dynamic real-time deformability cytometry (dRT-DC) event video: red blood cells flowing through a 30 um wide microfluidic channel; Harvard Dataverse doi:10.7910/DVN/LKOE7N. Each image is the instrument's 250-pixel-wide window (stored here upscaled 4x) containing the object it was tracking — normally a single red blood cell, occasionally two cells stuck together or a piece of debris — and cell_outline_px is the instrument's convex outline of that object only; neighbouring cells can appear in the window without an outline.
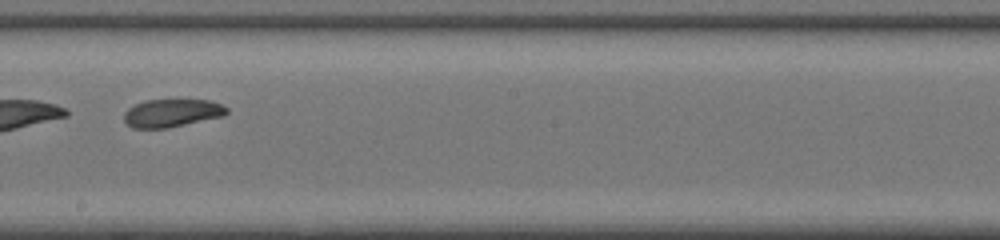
{"species": "common noctule bat (a hibernating species)", "species_latin": "Nyctalus noctula", "temperature_condition": "room temperature", "stored_images_in_passage": 42, "camera_frame_rate_fps": 3000, "um_per_image_px": 0.085, "animal": {"sex": "female", "body_mass_g": 20.0, "forearm_length_mm": 54.0}, "frame": {"image": 1, "passage_image": 24, "time_ms": 7.667, "image_size_px": [1000, 240], "cell_outline_px": [[228, 112], [224, 116], [168, 128], [132, 128], [124, 120], [124, 112], [128, 108], [144, 100], [212, 100], [228, 108]], "centroid_in_image_um": [14.62, 9.61], "position_along_channel_um": 233.6, "area_um2": 16.76}, "authors_computed_cell_mechanics": {"area_um2": 18.6694, "velocity_mm_per_s": 4.3551, "shape_relaxation_time_tau1_ms": 1.7183, "shape_relaxation_time_tau2_ms": 2.9759, "deformation_change_tau1": 0.0942, "deformation_change_tau2": 0.0853}}